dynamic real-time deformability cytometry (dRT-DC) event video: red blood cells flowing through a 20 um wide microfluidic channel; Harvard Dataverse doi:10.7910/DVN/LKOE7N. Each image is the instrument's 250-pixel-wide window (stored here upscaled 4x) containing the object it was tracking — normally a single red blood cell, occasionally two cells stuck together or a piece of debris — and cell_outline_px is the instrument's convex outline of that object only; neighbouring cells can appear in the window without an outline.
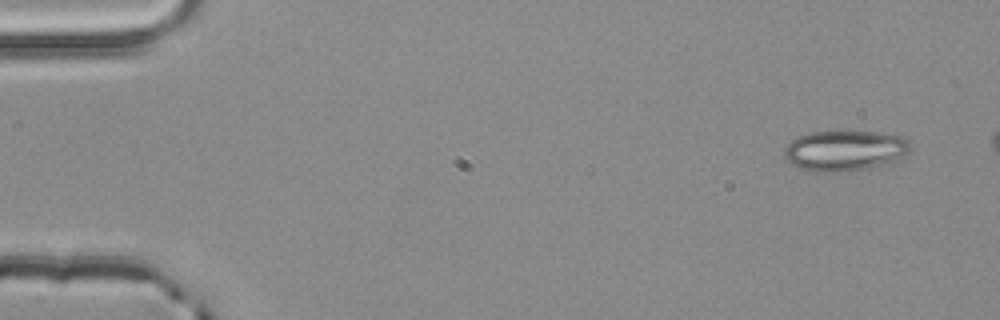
{"species": "common noctule bat (a hibernating species)", "species_latin": "Nyctalus noctula", "temperature_condition": "room temperature", "stored_images_in_passage": 3, "camera_frame_rate_fps": 3000, "um_per_image_px": 0.085, "animal": {"sex": "male", "body_mass_g": 20.4}, "frame": {"image": 1, "passage_image": 1, "time_ms": 0.0, "image_size_px": [1000, 320], "cell_outline_px": [[912, 144], [908, 152], [904, 156], [892, 164], [848, 172], [812, 172], [800, 168], [792, 164], [784, 156], [784, 148], [796, 136], [812, 132], [880, 132], [904, 136]], "centroid_in_image_um": [71.86, 12.82], "position_along_channel_um": 13.1, "area_um2": 30.35}}